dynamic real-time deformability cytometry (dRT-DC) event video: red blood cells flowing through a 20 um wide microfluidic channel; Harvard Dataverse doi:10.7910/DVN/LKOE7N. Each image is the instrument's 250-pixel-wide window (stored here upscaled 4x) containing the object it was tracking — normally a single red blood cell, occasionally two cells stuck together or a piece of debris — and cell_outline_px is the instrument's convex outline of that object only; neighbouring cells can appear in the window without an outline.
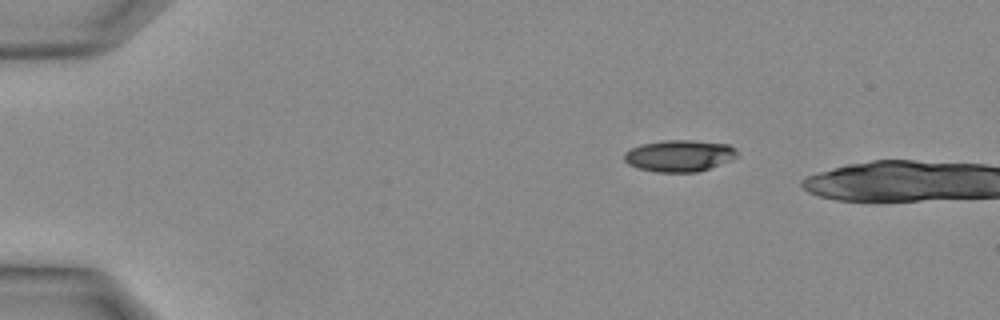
{"species": "Egyptian fruit bat (a non-hibernating species)", "species_latin": "Rousettus aegyptiacus", "temperature_condition": "warm", "stored_images_in_passage": 3, "camera_frame_rate_fps": 3000, "um_per_image_px": 0.085, "animal": {"sex": "female"}, "frame": {"image": 1, "passage_image": 1, "time_ms": 0.0, "image_size_px": [1000, 320], "cell_outline_px": [[736, 156], [728, 160], [708, 168], [696, 172], [656, 172], [640, 168], [628, 164], [624, 160], [624, 152], [640, 144], [664, 140], [692, 140], [728, 144], [736, 148]], "centroid_in_image_um": [57.7, 13.22], "position_along_channel_um": 27.3, "area_um2": 20.58}}